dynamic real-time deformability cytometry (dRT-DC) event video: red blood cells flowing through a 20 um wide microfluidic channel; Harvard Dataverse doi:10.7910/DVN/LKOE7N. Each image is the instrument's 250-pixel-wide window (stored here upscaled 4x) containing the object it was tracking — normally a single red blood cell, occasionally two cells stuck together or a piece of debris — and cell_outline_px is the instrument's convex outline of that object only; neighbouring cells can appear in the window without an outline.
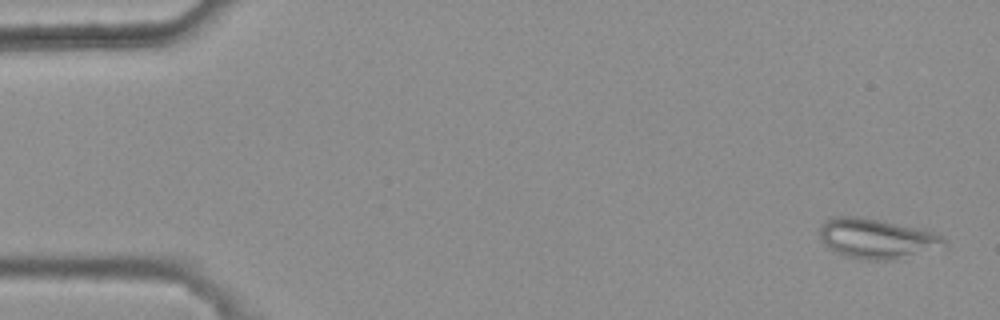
{"species": "common noctule bat (a hibernating species)", "species_latin": "Nyctalus noctula", "temperature_condition": "warm", "stored_images_in_passage": 5, "camera_frame_rate_fps": 3000, "um_per_image_px": 0.085, "animal": {"sex": "female", "body_mass_g": 25.1}, "frame": {"image": 1, "passage_image": 1, "time_ms": 0.0, "image_size_px": [1000, 320], "cell_outline_px": [[948, 240], [944, 244], [900, 260], [860, 260], [844, 256], [828, 248], [824, 244], [820, 236], [820, 224], [828, 216], [860, 216], [920, 228], [944, 236]], "centroid_in_image_um": [74.45, 20.27], "position_along_channel_um": 10.5, "area_um2": 29.25}}